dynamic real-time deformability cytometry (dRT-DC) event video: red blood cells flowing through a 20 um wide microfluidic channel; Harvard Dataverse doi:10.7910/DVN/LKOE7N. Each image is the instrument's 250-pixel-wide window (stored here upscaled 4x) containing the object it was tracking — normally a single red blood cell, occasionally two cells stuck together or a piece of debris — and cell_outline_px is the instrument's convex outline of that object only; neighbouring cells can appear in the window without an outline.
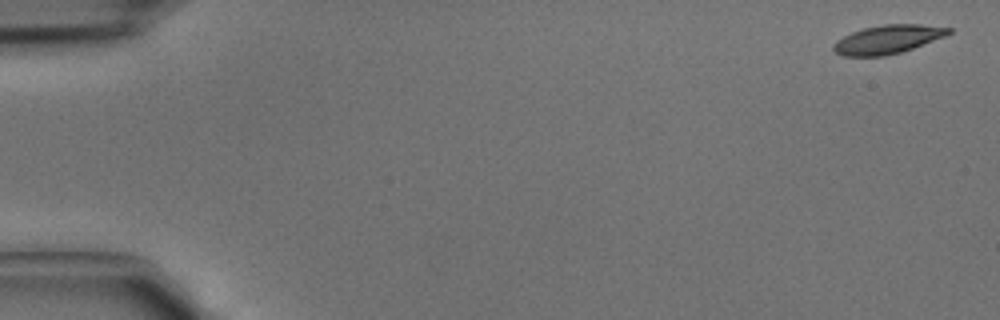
{"species": "common noctule bat (a hibernating species)", "species_latin": "Nyctalus noctula", "temperature_condition": "cold", "stored_images_in_passage": 4, "camera_frame_rate_fps": 3000, "um_per_image_px": 0.085, "animal": {"sex": "male", "body_mass_g": 15.6}, "frame": {"image": 1, "passage_image": 1, "time_ms": 0.0, "image_size_px": [1000, 320], "cell_outline_px": [[952, 32], [944, 36], [912, 48], [900, 52], [884, 56], [844, 56], [836, 52], [832, 48], [832, 44], [836, 40], [852, 32], [864, 28], [884, 24], [920, 24], [952, 28]], "centroid_in_image_um": [75.43, 3.34], "position_along_channel_um": 9.6, "area_um2": 19.02}}
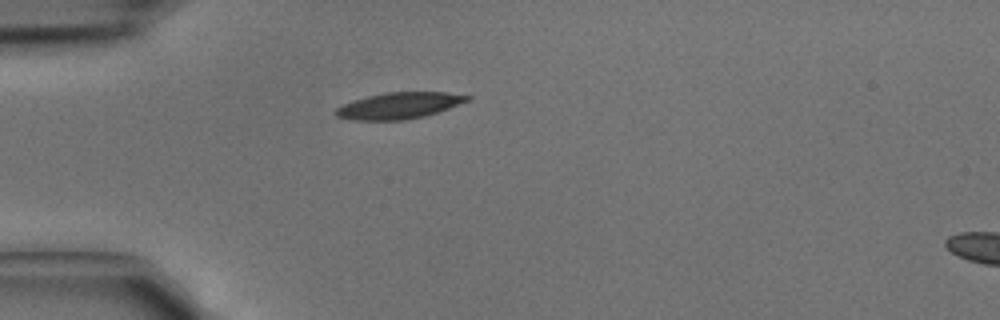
{"frame": {"image": 2, "passage_image": 4, "time_ms": 1.0, "image_size_px": [1000, 320], "cell_outline_px": [[472, 100], [424, 116], [404, 120], [352, 120], [336, 116], [332, 112], [336, 108], [344, 104], [368, 96], [384, 92], [448, 92], [472, 96]], "centroid_in_image_um": [33.94, 8.97], "position_along_channel_um": 51.1, "area_um2": 20.17}}